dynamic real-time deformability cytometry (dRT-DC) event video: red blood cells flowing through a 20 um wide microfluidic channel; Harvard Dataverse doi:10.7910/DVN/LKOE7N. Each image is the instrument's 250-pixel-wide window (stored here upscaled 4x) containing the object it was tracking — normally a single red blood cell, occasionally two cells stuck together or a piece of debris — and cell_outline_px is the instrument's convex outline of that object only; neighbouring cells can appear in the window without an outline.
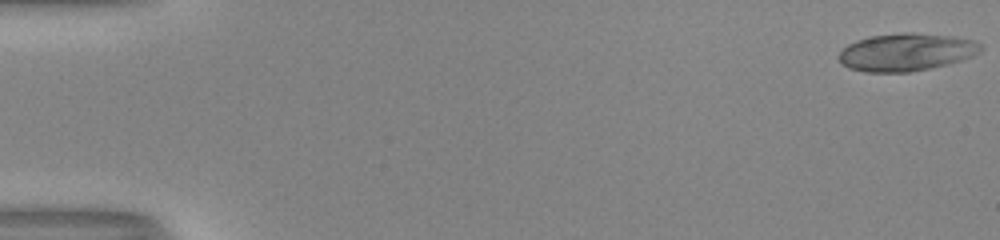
{"species": "human", "species_latin": "Homo sapiens", "temperature_condition": "room temperature", "stored_images_in_passage": 53, "camera_frame_rate_fps": 3000, "um_per_image_px": 0.085, "donor": {"sex": "male"}, "frame": {"image": 1, "passage_image": 1, "time_ms": 0.0, "image_size_px": [1000, 240], "cell_outline_px": [[984, 48], [980, 52], [972, 56], [948, 64], [932, 68], [908, 72], [864, 72], [848, 68], [836, 56], [848, 44], [856, 40], [868, 36], [904, 32], [912, 32], [952, 36], [972, 40], [980, 44]], "centroid_in_image_um": [77.02, 4.43], "position_along_channel_um": 8.0, "area_um2": 31.27}}
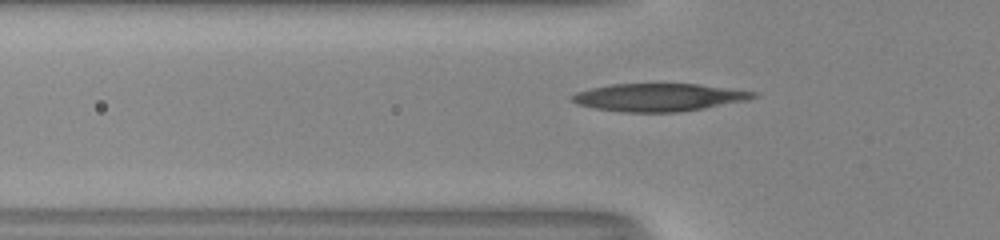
{"frame": {"image": 2, "passage_image": 19, "time_ms": 6.0, "image_size_px": [1000, 240], "cell_outline_px": [[756, 96], [748, 100], [704, 108], [680, 112], [624, 112], [596, 108], [576, 104], [572, 100], [572, 96], [576, 92], [592, 88], [612, 84], [696, 84], [756, 92]], "centroid_in_image_um": [55.99, 8.28], "position_along_channel_um": 69.8, "area_um2": 28.96}}
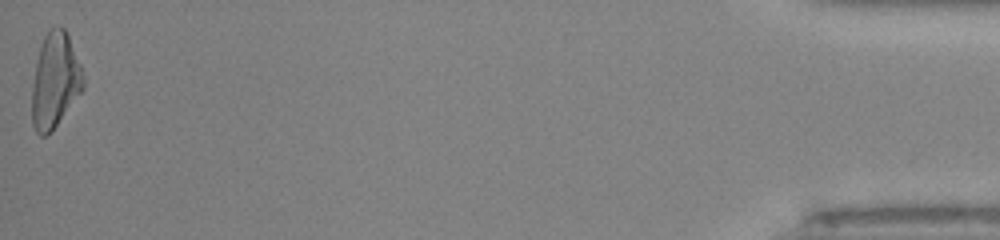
{"frame": {"image": 3, "passage_image": 53, "time_ms": 17.333, "image_size_px": [1000, 240], "cell_outline_px": [[84, 88], [52, 132], [44, 136], [40, 136], [36, 132], [32, 124], [32, 84], [40, 44], [48, 28], [56, 24], [64, 28], [68, 36], [80, 64], [84, 76]], "centroid_in_image_um": [4.67, 6.84], "position_along_channel_um": 430.5, "area_um2": 28.61}, "authors_computed_cell_mechanics": {"area_um2": 28.8422, "velocity_mm_per_s": 4.0605, "shape_relaxation_time_tau1_ms": 5.4122, "shape_relaxation_time_tau2_ms": 1.716, "deformation_change_tau1": 0.2285, "deformation_change_tau2": 0.1029}}